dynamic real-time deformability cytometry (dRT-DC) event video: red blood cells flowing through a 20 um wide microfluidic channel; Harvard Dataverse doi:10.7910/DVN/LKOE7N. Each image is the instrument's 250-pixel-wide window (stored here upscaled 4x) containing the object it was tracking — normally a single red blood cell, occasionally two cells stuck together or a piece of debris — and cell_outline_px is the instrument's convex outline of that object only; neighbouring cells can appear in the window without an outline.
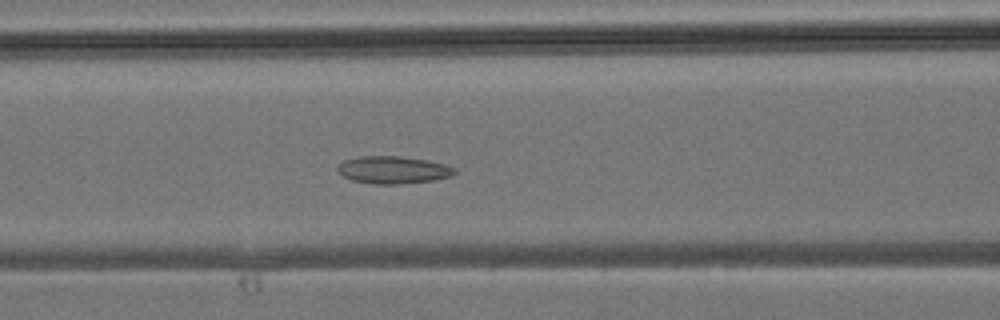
{"species": "common noctule bat (a hibernating species)", "species_latin": "Nyctalus noctula", "temperature_condition": "room temperature", "stored_images_in_passage": 38, "camera_frame_rate_fps": 3000, "um_per_image_px": 0.085, "animal": {"sex": "male", "body_mass_g": 19.2, "forearm_length_mm": 51.8}, "frame": {"image": 1, "passage_image": 15, "time_ms": 4.667, "image_size_px": [1000, 320], "cell_outline_px": [[456, 172], [452, 176], [432, 180], [400, 184], [376, 184], [352, 180], [344, 176], [336, 168], [344, 160], [360, 156], [400, 156], [428, 160], [444, 164], [456, 168]], "centroid_in_image_um": [33.44, 14.43], "position_along_channel_um": 133.2, "area_um2": 18.61}}
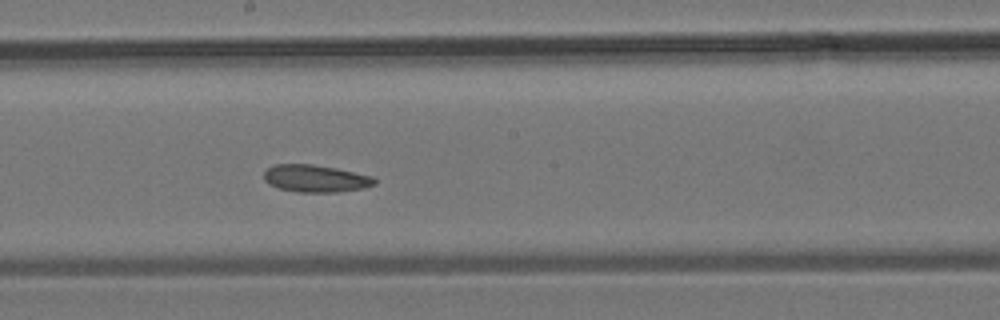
{"frame": {"image": 2, "passage_image": 20, "time_ms": 6.333, "image_size_px": [1000, 320], "cell_outline_px": [[376, 184], [364, 188], [336, 192], [296, 192], [280, 188], [268, 184], [264, 180], [264, 172], [272, 164], [312, 164], [336, 168], [372, 176], [376, 180]], "centroid_in_image_um": [26.81, 15.17], "position_along_channel_um": 221.4, "area_um2": 17.63}}
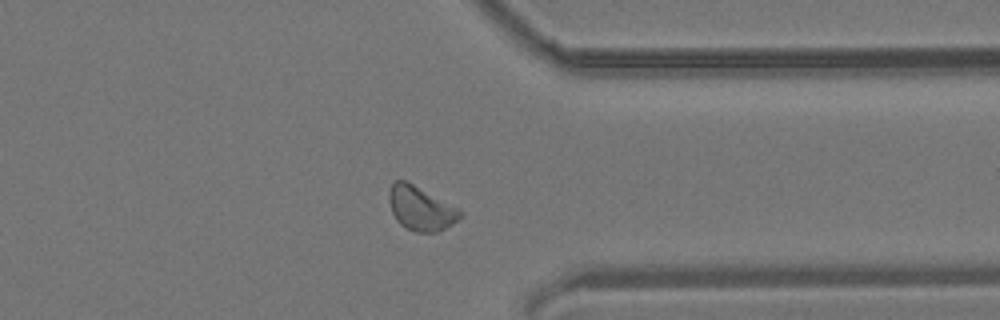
{"frame": {"image": 3, "passage_image": 29, "time_ms": 9.333, "image_size_px": [1000, 320], "cell_outline_px": [[464, 216], [452, 224], [436, 232], [416, 232], [400, 224], [396, 220], [392, 212], [388, 200], [388, 192], [392, 184], [396, 180], [404, 180], [460, 208], [464, 212]], "centroid_in_image_um": [35.78, 17.72], "position_along_channel_um": 375.6, "area_um2": 18.26}}